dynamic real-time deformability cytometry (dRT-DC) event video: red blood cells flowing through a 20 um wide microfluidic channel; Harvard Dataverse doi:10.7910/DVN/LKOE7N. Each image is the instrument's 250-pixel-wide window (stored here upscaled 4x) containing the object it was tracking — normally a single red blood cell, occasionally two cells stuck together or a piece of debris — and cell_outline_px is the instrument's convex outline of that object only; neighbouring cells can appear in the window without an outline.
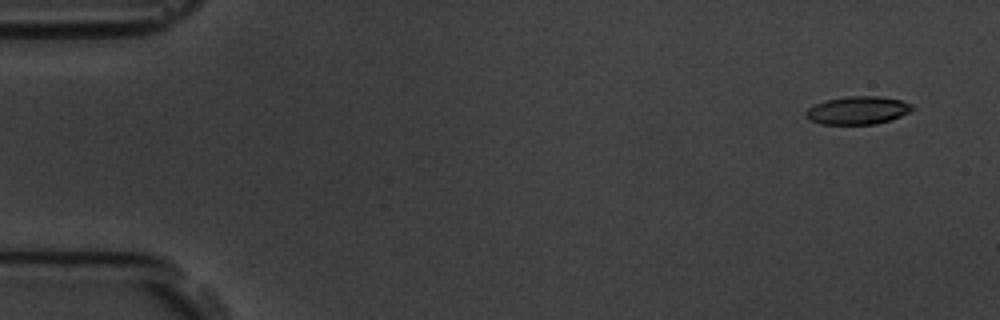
{"species": "common noctule bat (a hibernating species)", "species_latin": "Nyctalus noctula", "temperature_condition": "room temperature", "stored_images_in_passage": 4, "camera_frame_rate_fps": 3000, "um_per_image_px": 0.085, "animal": {"sex": "male", "body_mass_g": 19.5, "forearm_length_mm": 54.6}, "frame": {"image": 1, "passage_image": 1, "time_ms": 0.0, "image_size_px": [1000, 320], "cell_outline_px": [[916, 108], [900, 116], [876, 124], [820, 124], [808, 120], [804, 116], [804, 112], [808, 108], [816, 104], [828, 100], [848, 96], [880, 96], [900, 100], [912, 104]], "centroid_in_image_um": [72.88, 9.38], "position_along_channel_um": 12.1, "area_um2": 17.34}}
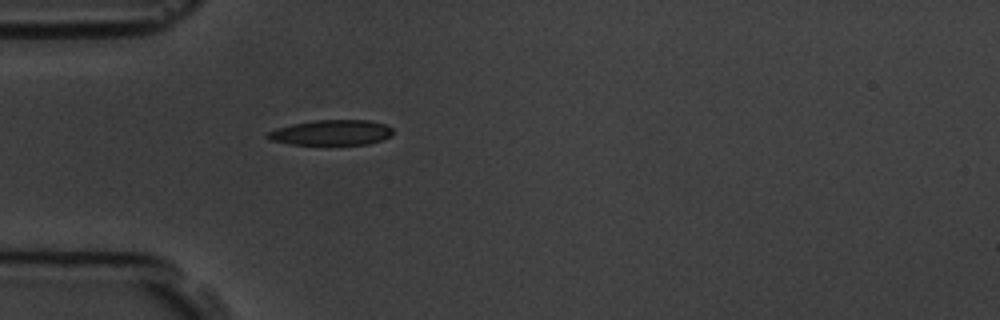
{"frame": {"image": 2, "passage_image": 4, "time_ms": 4.333, "image_size_px": [1000, 320], "cell_outline_px": [[392, 136], [368, 144], [288, 144], [268, 140], [264, 136], [268, 132], [276, 128], [292, 124], [312, 120], [368, 120], [384, 124], [392, 128]], "centroid_in_image_um": [28.12, 11.26], "position_along_channel_um": 56.9, "area_um2": 18.5}}